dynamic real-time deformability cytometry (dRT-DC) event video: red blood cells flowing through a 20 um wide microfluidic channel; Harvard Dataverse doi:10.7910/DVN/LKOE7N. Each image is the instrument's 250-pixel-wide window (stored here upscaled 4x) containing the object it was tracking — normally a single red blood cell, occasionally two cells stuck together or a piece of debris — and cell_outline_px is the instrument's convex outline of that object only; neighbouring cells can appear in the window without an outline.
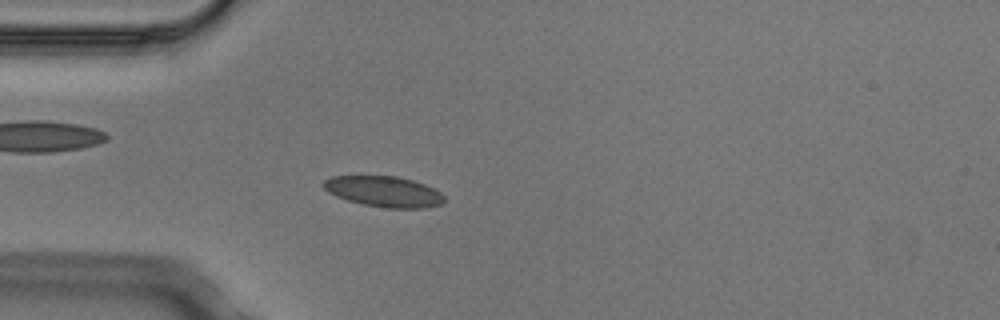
{"species": "Egyptian fruit bat (a non-hibernating species)", "species_latin": "Rousettus aegyptiacus", "temperature_condition": "cold", "stored_images_in_passage": 5, "camera_frame_rate_fps": 3000, "um_per_image_px": 0.085, "animal": {"sex": "male"}, "frame": {"image": 1, "passage_image": 5, "time_ms": 1.333, "image_size_px": [1000, 320], "cell_outline_px": [[444, 204], [424, 208], [384, 208], [364, 204], [348, 200], [336, 196], [328, 192], [320, 184], [324, 180], [332, 176], [396, 176], [412, 180], [424, 184], [440, 192], [444, 196]], "centroid_in_image_um": [32.62, 16.28], "position_along_channel_um": 52.4, "area_um2": 21.62}}